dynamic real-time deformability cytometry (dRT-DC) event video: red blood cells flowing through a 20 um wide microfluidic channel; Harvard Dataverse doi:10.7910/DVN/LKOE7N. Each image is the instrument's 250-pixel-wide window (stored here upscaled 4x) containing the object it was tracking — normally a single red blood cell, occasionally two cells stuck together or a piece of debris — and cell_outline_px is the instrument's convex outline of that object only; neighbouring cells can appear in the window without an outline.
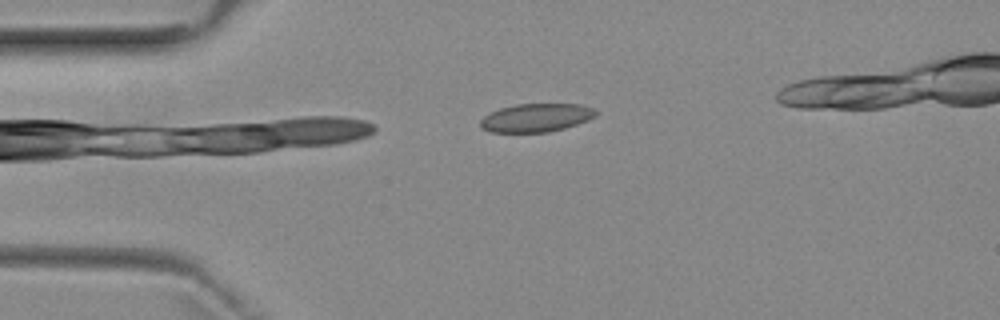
{"species": "common noctule bat (a hibernating species)", "species_latin": "Nyctalus noctula", "temperature_condition": "room temperature", "stored_images_in_passage": 2, "camera_frame_rate_fps": 3000, "um_per_image_px": 0.085, "animal": {"sex": "female", "body_mass_g": 29.2, "forearm_length_mm": 56.3}, "frame": {"image": 1, "passage_image": 2, "time_ms": 1.333, "image_size_px": [1000, 320], "cell_outline_px": [[596, 116], [588, 120], [564, 128], [548, 132], [492, 132], [480, 128], [480, 120], [484, 116], [500, 108], [516, 104], [580, 104], [596, 108]], "centroid_in_image_um": [45.58, 10.0], "position_along_channel_um": 39.4, "area_um2": 19.07}}